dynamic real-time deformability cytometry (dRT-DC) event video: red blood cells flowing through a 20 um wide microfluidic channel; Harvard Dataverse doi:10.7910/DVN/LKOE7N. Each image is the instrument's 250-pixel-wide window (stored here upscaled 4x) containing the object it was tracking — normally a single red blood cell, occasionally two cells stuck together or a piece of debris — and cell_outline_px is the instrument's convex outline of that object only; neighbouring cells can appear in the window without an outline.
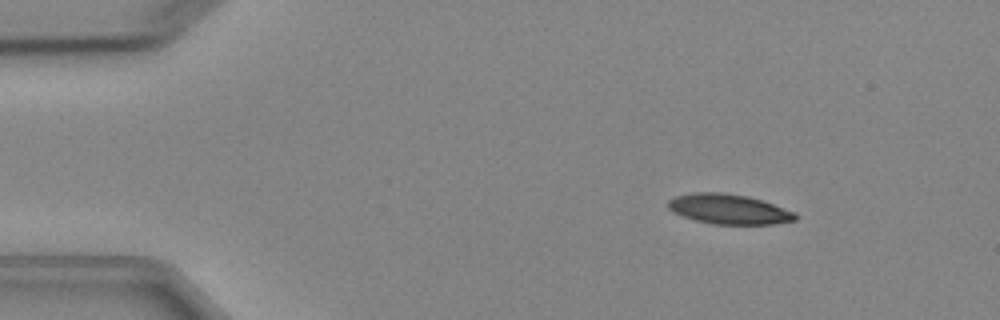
{"species": "Egyptian fruit bat (a non-hibernating species)", "species_latin": "Rousettus aegyptiacus", "temperature_condition": "cold", "stored_images_in_passage": 5, "camera_frame_rate_fps": 3000, "um_per_image_px": 0.085, "animal": {"sex": "female"}, "frame": {"image": 1, "passage_image": 2, "time_ms": 2.0, "image_size_px": [1000, 320], "cell_outline_px": [[796, 220], [776, 224], [712, 224], [696, 220], [672, 212], [668, 208], [668, 200], [676, 196], [692, 192], [720, 192], [748, 196], [796, 212]], "centroid_in_image_um": [61.94, 17.77], "position_along_channel_um": 23.1, "area_um2": 22.14}}